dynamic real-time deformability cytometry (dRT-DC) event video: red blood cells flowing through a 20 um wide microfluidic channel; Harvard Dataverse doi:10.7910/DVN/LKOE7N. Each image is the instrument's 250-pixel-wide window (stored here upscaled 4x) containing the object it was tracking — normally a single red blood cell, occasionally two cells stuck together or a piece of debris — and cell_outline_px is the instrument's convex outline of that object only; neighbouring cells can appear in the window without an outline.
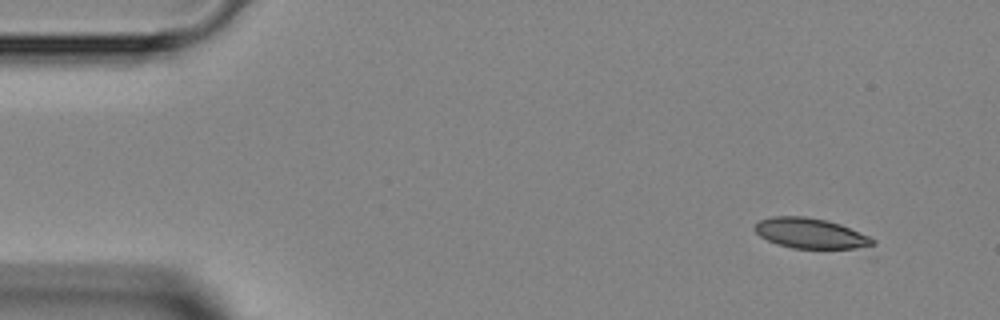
{"species": "Egyptian fruit bat (a non-hibernating species)", "species_latin": "Rousettus aegyptiacus", "temperature_condition": "room temperature", "stored_images_in_passage": 6, "camera_frame_rate_fps": 3000, "um_per_image_px": 0.085, "animal": {"sex": "female"}, "frame": {"image": 1, "passage_image": 1, "time_ms": 0.0, "image_size_px": [1000, 320], "cell_outline_px": [[876, 244], [856, 248], [792, 248], [768, 240], [760, 236], [752, 228], [760, 220], [772, 216], [804, 216], [828, 220], [840, 224], [868, 236], [876, 240]], "centroid_in_image_um": [68.87, 19.82], "position_along_channel_um": 16.1, "area_um2": 20.58}}
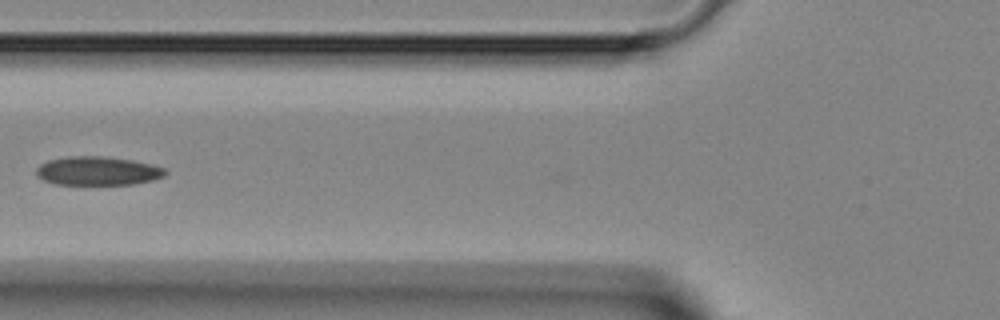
{"frame": {"image": 2, "passage_image": 5, "time_ms": 4.667, "image_size_px": [1000, 320], "cell_outline_px": [[168, 172], [164, 176], [152, 180], [132, 184], [56, 184], [44, 180], [36, 176], [36, 168], [40, 164], [48, 160], [68, 156], [100, 156], [132, 160], [152, 164], [164, 168]], "centroid_in_image_um": [8.29, 14.52], "position_along_channel_um": 117.5, "area_um2": 21.56}}
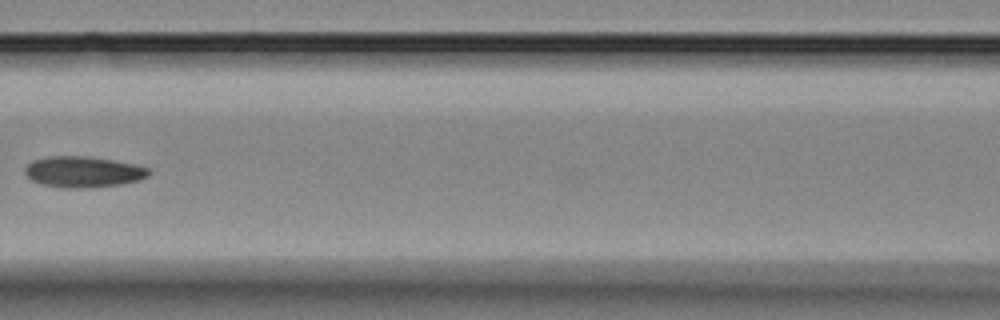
{"frame": {"image": 3, "passage_image": 6, "time_ms": 5.667, "image_size_px": [1000, 320], "cell_outline_px": [[152, 172], [148, 176], [140, 180], [120, 184], [84, 188], [64, 188], [40, 184], [32, 180], [24, 172], [24, 168], [32, 160], [48, 156], [88, 156], [112, 160], [132, 164], [148, 168]], "centroid_in_image_um": [7.05, 14.61], "position_along_channel_um": 159.6, "area_um2": 22.37}}